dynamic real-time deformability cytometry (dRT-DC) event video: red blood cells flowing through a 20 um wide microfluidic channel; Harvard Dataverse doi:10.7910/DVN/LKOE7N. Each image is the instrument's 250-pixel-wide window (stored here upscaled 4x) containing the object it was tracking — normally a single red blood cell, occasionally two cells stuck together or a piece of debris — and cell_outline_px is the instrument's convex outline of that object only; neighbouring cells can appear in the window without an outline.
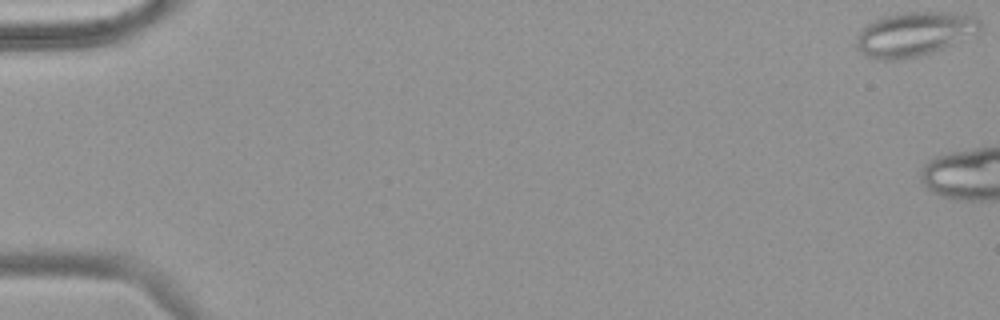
{"species": "common noctule bat (a hibernating species)", "species_latin": "Nyctalus noctula", "temperature_condition": "warm", "stored_images_in_passage": 6, "camera_frame_rate_fps": 3000, "um_per_image_px": 0.085, "animal": {"sex": "female", "body_mass_g": 18.4}, "frame": {"image": 1, "passage_image": 1, "time_ms": 0.0, "image_size_px": [1000, 320], "cell_outline_px": [[980, 32], [932, 52], [920, 56], [904, 60], [880, 60], [868, 56], [860, 52], [856, 48], [856, 36], [872, 20], [884, 16], [904, 12], [956, 12], [976, 16], [980, 20]], "centroid_in_image_um": [77.72, 2.89], "position_along_channel_um": 7.3, "area_um2": 32.08}}